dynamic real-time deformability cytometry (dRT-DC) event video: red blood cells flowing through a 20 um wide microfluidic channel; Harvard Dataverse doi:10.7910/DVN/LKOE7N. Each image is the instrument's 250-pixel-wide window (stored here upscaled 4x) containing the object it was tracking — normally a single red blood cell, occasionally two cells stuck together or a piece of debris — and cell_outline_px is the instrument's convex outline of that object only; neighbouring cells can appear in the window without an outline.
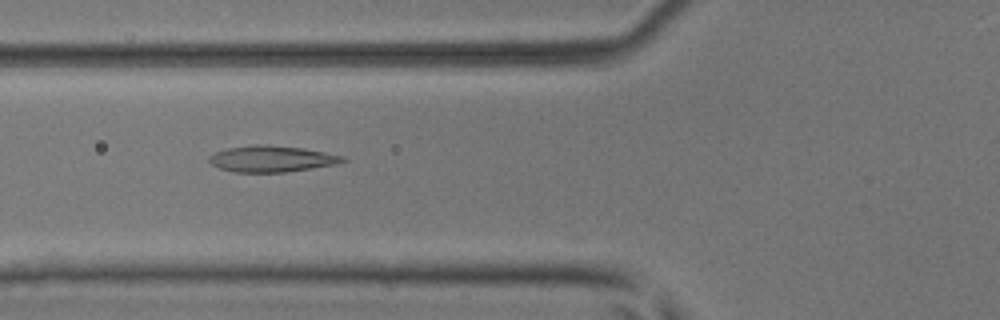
{"species": "common noctule bat (a hibernating species)", "species_latin": "Nyctalus noctula", "temperature_condition": "room temperature", "stored_images_in_passage": 6, "camera_frame_rate_fps": 3000, "um_per_image_px": 0.085, "animal": {"sex": "male", "body_mass_g": 17.9, "forearm_length_mm": 54.2}, "frame": {"image": 1, "passage_image": 3, "time_ms": 0.667, "image_size_px": [1000, 320], "cell_outline_px": [[348, 160], [336, 164], [312, 168], [284, 172], [236, 172], [220, 168], [212, 164], [208, 160], [208, 156], [216, 152], [228, 148], [256, 144], [268, 144], [304, 148], [344, 156]], "centroid_in_image_um": [23.1, 13.49], "position_along_channel_um": 102.7, "area_um2": 20.4}}
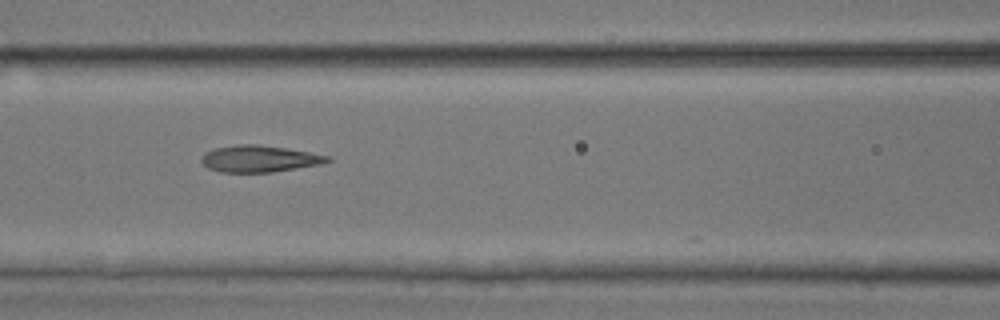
{"frame": {"image": 2, "passage_image": 4, "time_ms": 1.0, "image_size_px": [1000, 320], "cell_outline_px": [[332, 160], [320, 164], [272, 172], [220, 172], [208, 168], [200, 160], [204, 152], [216, 148], [236, 144], [256, 144], [284, 148], [332, 156]], "centroid_in_image_um": [22.03, 13.49], "position_along_channel_um": 144.6, "area_um2": 19.48}}
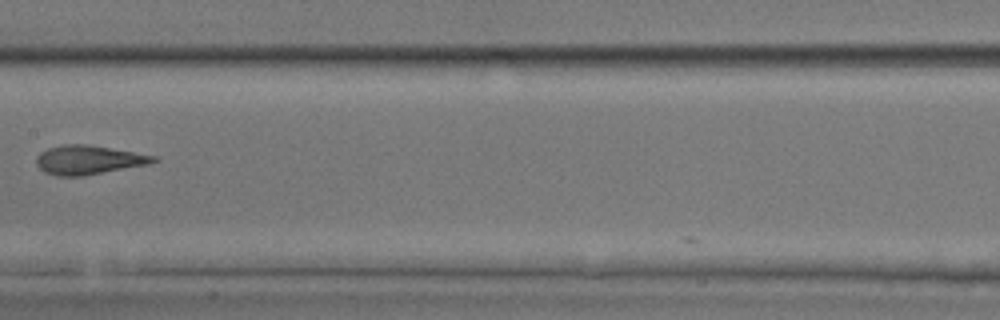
{"frame": {"image": 3, "passage_image": 5, "time_ms": 1.333, "image_size_px": [1000, 320], "cell_outline_px": [[160, 160], [148, 164], [80, 176], [56, 176], [44, 172], [36, 164], [36, 156], [40, 152], [48, 148], [64, 144], [88, 144], [156, 156]], "centroid_in_image_um": [7.49, 13.58], "position_along_channel_um": 199.9, "area_um2": 19.65}}